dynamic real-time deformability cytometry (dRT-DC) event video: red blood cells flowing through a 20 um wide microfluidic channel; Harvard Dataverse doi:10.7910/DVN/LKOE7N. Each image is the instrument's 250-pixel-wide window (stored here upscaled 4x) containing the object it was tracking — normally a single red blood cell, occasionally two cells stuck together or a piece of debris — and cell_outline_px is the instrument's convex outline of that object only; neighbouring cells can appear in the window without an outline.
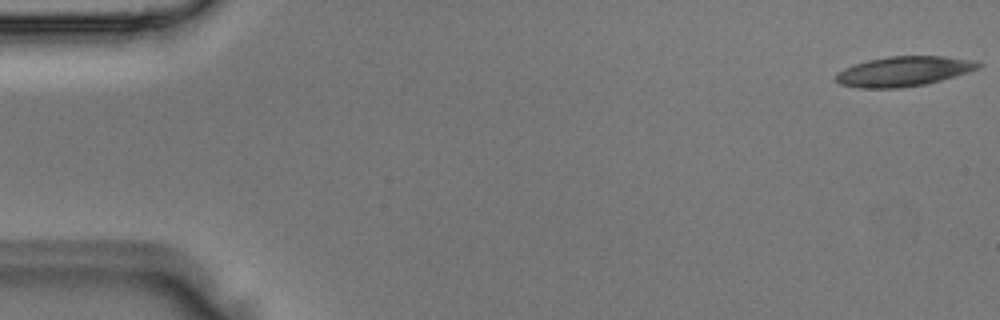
{"species": "Egyptian fruit bat (a non-hibernating species)", "species_latin": "Rousettus aegyptiacus", "temperature_condition": "room temperature", "stored_images_in_passage": 3, "camera_frame_rate_fps": 3000, "um_per_image_px": 0.085, "animal": {"sex": "male"}, "frame": {"image": 1, "passage_image": 1, "time_ms": 0.0, "image_size_px": [1000, 320], "cell_outline_px": [[984, 64], [980, 68], [956, 76], [928, 84], [900, 88], [860, 88], [840, 84], [836, 80], [836, 72], [844, 68], [868, 60], [888, 56], [944, 56], [972, 60]], "centroid_in_image_um": [76.84, 6.07], "position_along_channel_um": 8.2, "area_um2": 24.91}}